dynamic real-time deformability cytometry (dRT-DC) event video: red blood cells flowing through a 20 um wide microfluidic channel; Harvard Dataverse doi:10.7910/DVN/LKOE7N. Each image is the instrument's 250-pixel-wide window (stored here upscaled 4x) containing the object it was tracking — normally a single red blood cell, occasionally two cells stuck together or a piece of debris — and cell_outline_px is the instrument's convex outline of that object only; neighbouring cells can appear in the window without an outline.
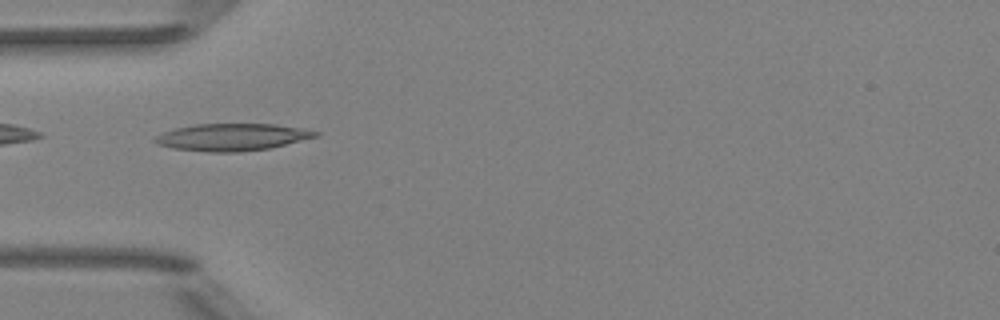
{"species": "Egyptian fruit bat (a non-hibernating species)", "species_latin": "Rousettus aegyptiacus", "temperature_condition": "room temperature", "stored_images_in_passage": 6, "camera_frame_rate_fps": 3000, "um_per_image_px": 0.085, "animal": {"sex": "female"}, "frame": {"image": 1, "passage_image": 5, "time_ms": 4.667, "image_size_px": [1000, 320], "cell_outline_px": [[320, 136], [268, 148], [236, 152], [212, 152], [172, 148], [160, 144], [152, 140], [156, 136], [164, 132], [176, 128], [196, 124], [276, 124], [304, 128], [320, 132]], "centroid_in_image_um": [19.77, 11.64], "position_along_channel_um": 65.2, "area_um2": 25.2}}
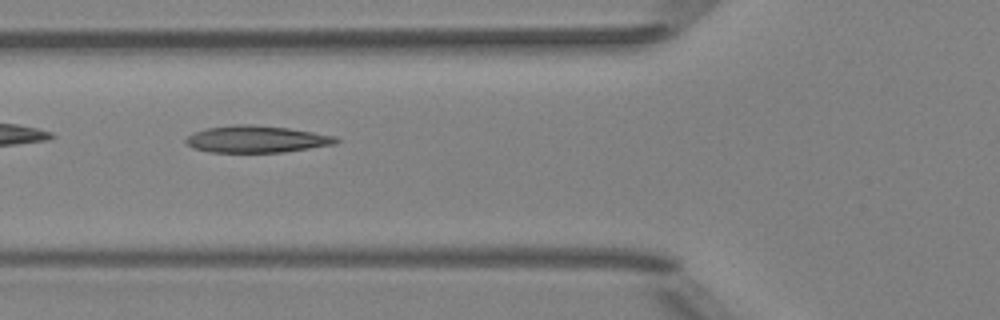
{"frame": {"image": 2, "passage_image": 6, "time_ms": 5.667, "image_size_px": [1000, 320], "cell_outline_px": [[340, 140], [336, 144], [284, 152], [208, 152], [192, 148], [184, 140], [188, 136], [196, 132], [208, 128], [236, 124], [248, 124], [288, 128], [336, 136]], "centroid_in_image_um": [21.82, 11.83], "position_along_channel_um": 104.0, "area_um2": 23.41}}